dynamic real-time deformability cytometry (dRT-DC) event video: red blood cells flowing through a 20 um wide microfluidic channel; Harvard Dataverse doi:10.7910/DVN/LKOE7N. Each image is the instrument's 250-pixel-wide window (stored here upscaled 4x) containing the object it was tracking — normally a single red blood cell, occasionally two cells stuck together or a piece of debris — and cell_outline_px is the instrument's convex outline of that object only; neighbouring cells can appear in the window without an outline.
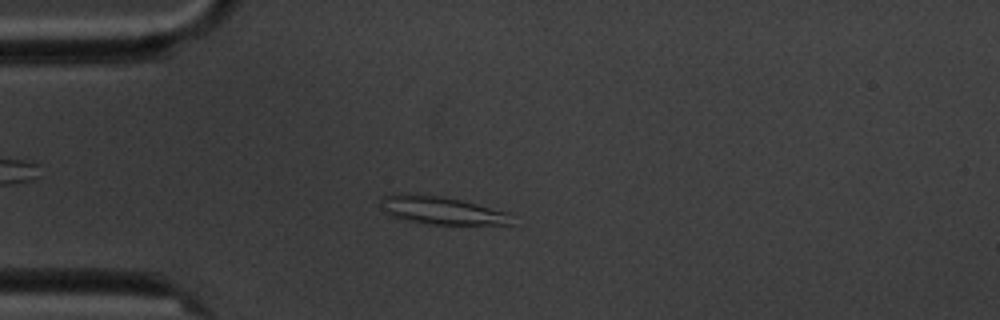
{"species": "common noctule bat (a hibernating species)", "species_latin": "Nyctalus noctula", "temperature_condition": "cold", "stored_images_in_passage": 14, "camera_frame_rate_fps": 3000, "um_per_image_px": 0.085, "animal": {"sex": "male", "body_mass_g": 20.1, "forearm_length_mm": 53.5}, "frame": {"image": 1, "passage_image": 3, "time_ms": 3.0, "image_size_px": [1000, 320], "cell_outline_px": [[516, 224], [428, 224], [404, 220], [388, 216], [380, 208], [380, 200], [384, 196], [400, 192], [416, 192], [440, 196], [460, 200], [508, 212]], "centroid_in_image_um": [37.43, 17.86], "position_along_channel_um": 47.6, "area_um2": 21.73}}
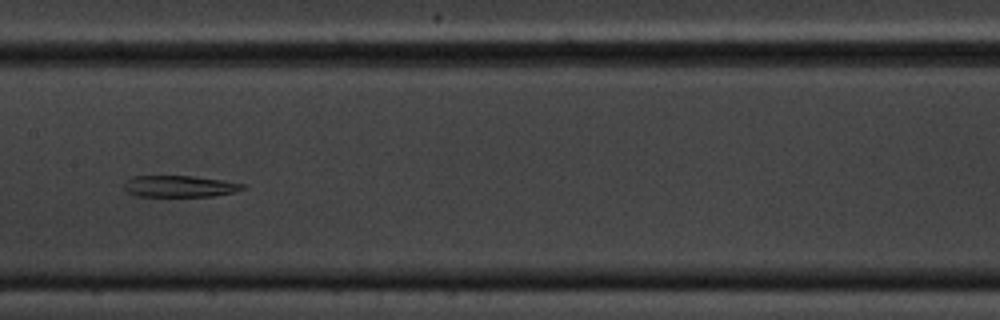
{"frame": {"image": 2, "passage_image": 7, "time_ms": 7.667, "image_size_px": [1000, 320], "cell_outline_px": [[248, 188], [236, 192], [212, 196], [136, 196], [128, 192], [124, 188], [124, 180], [132, 176], [192, 176], [224, 180], [248, 184]], "centroid_in_image_um": [15.33, 15.83], "position_along_channel_um": 192.1, "area_um2": 15.14}}
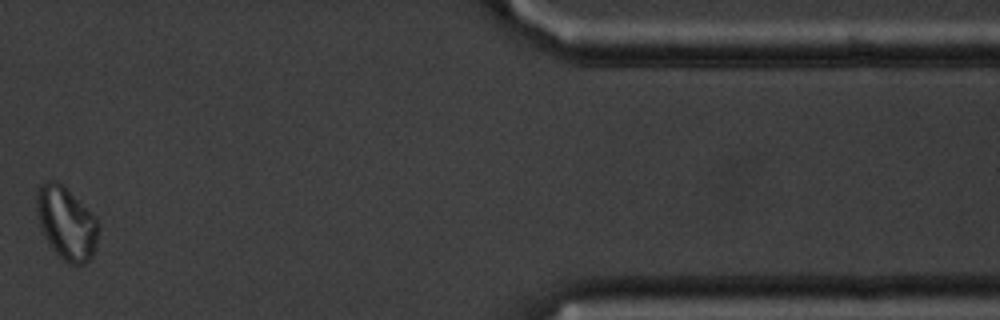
{"frame": {"image": 3, "passage_image": 13, "time_ms": 15.333, "image_size_px": [1000, 320], "cell_outline_px": [[96, 244], [92, 256], [84, 264], [68, 264], [52, 248], [44, 236], [36, 212], [36, 192], [48, 180], [56, 180], [96, 216]], "centroid_in_image_um": [5.62, 18.97], "position_along_channel_um": 405.8, "area_um2": 25.55}, "authors_computed_cell_mechanics": {"area_um2": 19.9699, "velocity_mm_per_s": 3.4238, "shape_relaxation_time_tau1_ms": null, "shape_relaxation_time_tau2_ms": 3.3153, "deformation_change_tau1": null, "deformation_change_tau2": 0.1011}}